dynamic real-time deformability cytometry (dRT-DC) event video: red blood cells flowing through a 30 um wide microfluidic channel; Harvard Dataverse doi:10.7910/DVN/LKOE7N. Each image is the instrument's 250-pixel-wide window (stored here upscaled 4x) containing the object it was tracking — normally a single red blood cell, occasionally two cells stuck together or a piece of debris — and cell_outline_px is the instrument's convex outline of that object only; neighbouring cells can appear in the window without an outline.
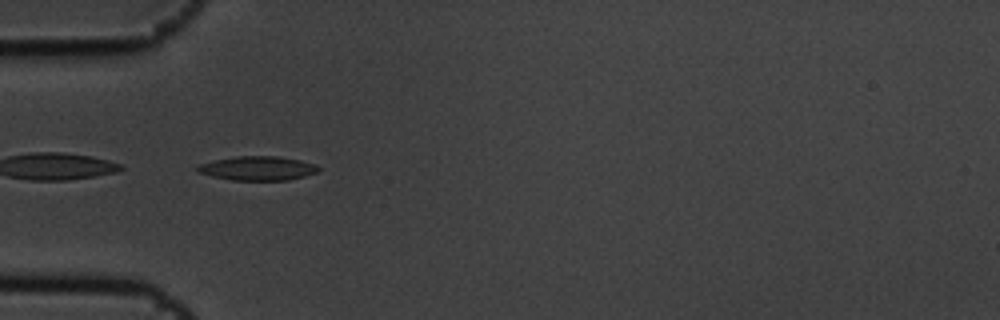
{"species": "common noctule bat (a hibernating species)", "species_latin": "Nyctalus noctula", "temperature_condition": "cold", "stored_images_in_passage": 7, "camera_frame_rate_fps": 3000, "um_per_image_px": 0.085, "animal": {"sex": "male", "body_mass_g": 19.5, "forearm_length_mm": 54.6}, "frame": {"image": 1, "passage_image": 6, "time_ms": 1.667, "image_size_px": [1000, 320], "cell_outline_px": [[320, 168], [316, 172], [304, 176], [288, 180], [232, 180], [212, 176], [196, 172], [196, 168], [200, 164], [216, 160], [236, 156], [280, 156], [300, 160], [316, 164]], "centroid_in_image_um": [21.91, 14.3], "position_along_channel_um": 63.1, "area_um2": 16.94}}